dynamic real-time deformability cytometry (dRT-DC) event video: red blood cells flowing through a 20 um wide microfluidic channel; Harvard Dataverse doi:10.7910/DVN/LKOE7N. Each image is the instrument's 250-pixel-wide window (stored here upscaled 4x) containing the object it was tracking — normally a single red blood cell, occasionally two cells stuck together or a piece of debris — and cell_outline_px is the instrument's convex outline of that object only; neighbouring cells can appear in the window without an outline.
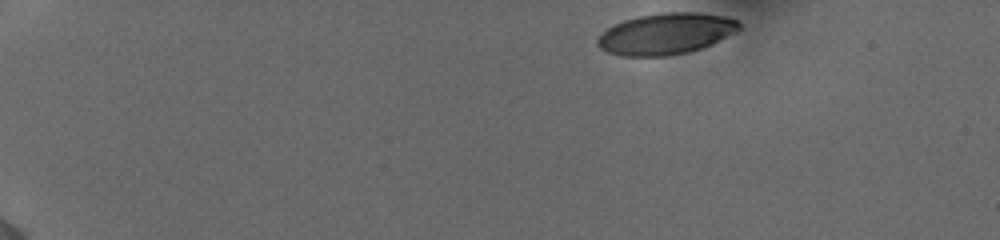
{"species": "human", "species_latin": "Homo sapiens", "temperature_condition": "cold", "stored_images_in_passage": 46, "camera_frame_rate_fps": 3000, "um_per_image_px": 0.085, "donor": {"sex": "female"}, "frame": {"image": 1, "passage_image": 1, "time_ms": 0.0, "image_size_px": [1000, 240], "cell_outline_px": [[740, 28], [700, 48], [688, 52], [664, 56], [620, 56], [608, 52], [600, 48], [596, 44], [596, 40], [600, 32], [624, 20], [640, 16], [664, 12], [696, 12], [724, 16], [736, 20], [740, 24]], "centroid_in_image_um": [56.51, 2.87], "position_along_channel_um": 28.5, "area_um2": 33.52}}
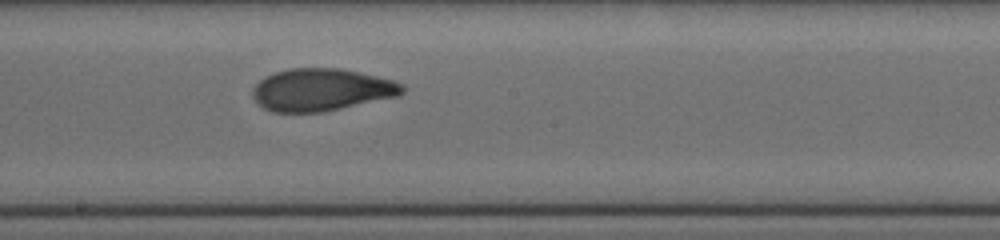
{"frame": {"image": 2, "passage_image": 25, "time_ms": 8.0, "image_size_px": [1000, 240], "cell_outline_px": [[404, 92], [400, 96], [324, 112], [272, 112], [264, 108], [252, 96], [252, 88], [264, 76], [288, 68], [340, 68], [360, 72], [392, 80], [404, 84]], "centroid_in_image_um": [27.34, 7.63], "position_along_channel_um": 220.9, "area_um2": 37.17}}
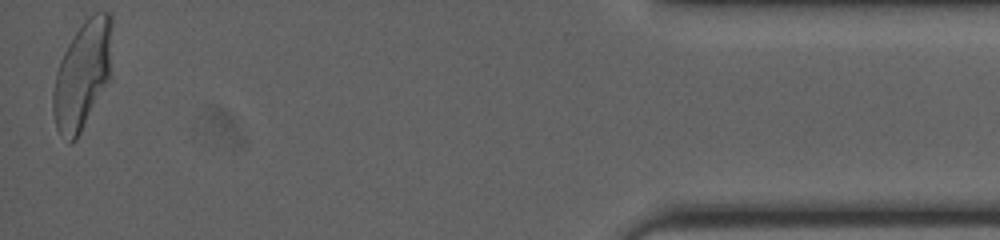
{"frame": {"image": 3, "passage_image": 46, "time_ms": 15.0, "image_size_px": [1000, 240], "cell_outline_px": [[112, 76], [76, 140], [72, 144], [68, 144], [60, 136], [56, 128], [52, 112], [52, 92], [56, 72], [60, 60], [68, 44], [84, 20], [88, 16], [96, 12], [108, 12], [112, 16]], "centroid_in_image_um": [7.02, 6.4], "position_along_channel_um": 428.2, "area_um2": 37.97}, "authors_computed_cell_mechanics": {"area_um2": 36.5874, "velocity_mm_per_s": 3.8793, "shape_relaxation_time_tau1_ms": 4.9126, "shape_relaxation_time_tau2_ms": 1.3633, "deformation_change_tau1": 0.1893, "deformation_change_tau2": 0.0717}}